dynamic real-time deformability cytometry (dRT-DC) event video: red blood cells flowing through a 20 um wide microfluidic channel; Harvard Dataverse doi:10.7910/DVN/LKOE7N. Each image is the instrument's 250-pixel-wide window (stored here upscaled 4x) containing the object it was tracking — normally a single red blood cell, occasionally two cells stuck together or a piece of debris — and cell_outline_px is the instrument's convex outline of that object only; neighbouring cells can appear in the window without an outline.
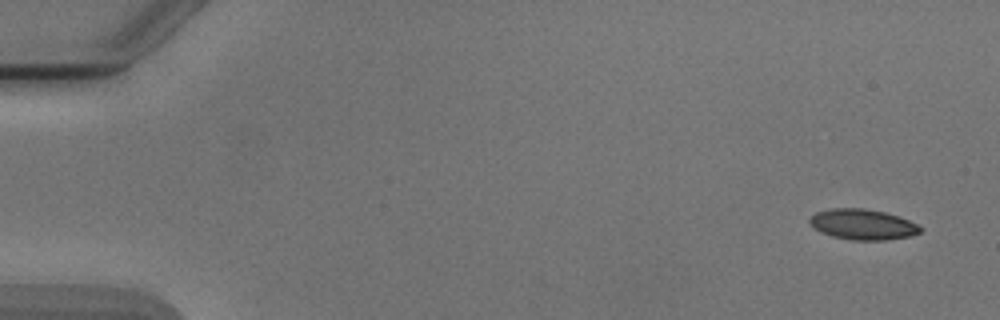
{"species": "Egyptian fruit bat (a non-hibernating species)", "species_latin": "Rousettus aegyptiacus", "temperature_condition": "cold", "stored_images_in_passage": 4, "camera_frame_rate_fps": 3000, "um_per_image_px": 0.085, "animal": {"sex": "male"}, "frame": {"image": 1, "passage_image": 1, "time_ms": 0.0, "image_size_px": [1000, 320], "cell_outline_px": [[924, 228], [920, 232], [908, 236], [884, 240], [852, 240], [832, 236], [820, 232], [812, 228], [808, 220], [816, 212], [832, 208], [864, 208], [884, 212], [900, 216]], "centroid_in_image_um": [73.3, 19.07], "position_along_channel_um": 11.7, "area_um2": 19.71}}